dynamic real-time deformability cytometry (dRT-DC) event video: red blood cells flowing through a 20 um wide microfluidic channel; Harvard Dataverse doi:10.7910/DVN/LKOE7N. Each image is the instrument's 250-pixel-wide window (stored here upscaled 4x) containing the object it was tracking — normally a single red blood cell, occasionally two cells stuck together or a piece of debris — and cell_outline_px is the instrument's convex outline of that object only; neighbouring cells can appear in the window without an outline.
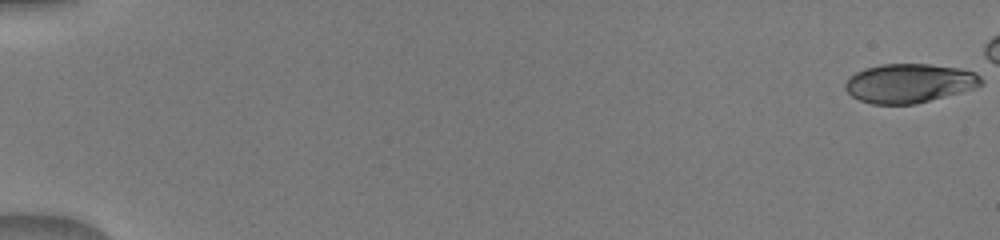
{"species": "human", "species_latin": "Homo sapiens", "temperature_condition": "warm", "stored_images_in_passage": 47, "camera_frame_rate_fps": 3000, "um_per_image_px": 0.085, "donor": {"sex": "male"}, "frame": {"image": 1, "passage_image": 1, "time_ms": 0.0, "image_size_px": [1000, 240], "cell_outline_px": [[984, 80], [980, 84], [972, 88], [960, 92], [916, 104], [872, 104], [860, 100], [852, 96], [844, 88], [844, 84], [848, 76], [864, 68], [880, 64], [928, 64], [980, 68]], "centroid_in_image_um": [77.38, 7.03], "position_along_channel_um": 7.6, "area_um2": 31.79}}
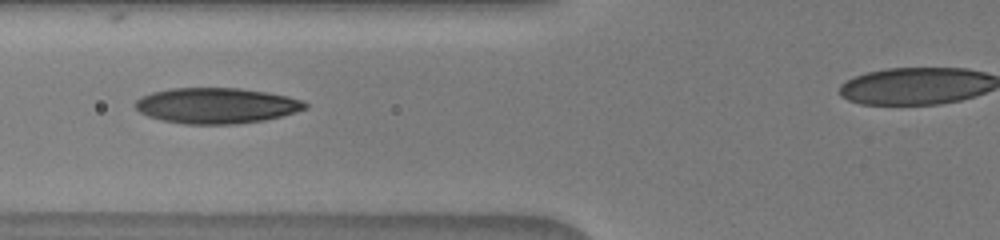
{"frame": {"image": 2, "passage_image": 22, "time_ms": 7.0, "image_size_px": [1000, 240], "cell_outline_px": [[308, 108], [296, 112], [264, 120], [232, 124], [184, 124], [160, 120], [148, 116], [140, 112], [132, 104], [140, 96], [152, 92], [172, 88], [240, 88], [268, 92], [288, 96], [304, 100], [308, 104]], "centroid_in_image_um": [18.39, 8.97], "position_along_channel_um": 107.4, "area_um2": 35.55}}
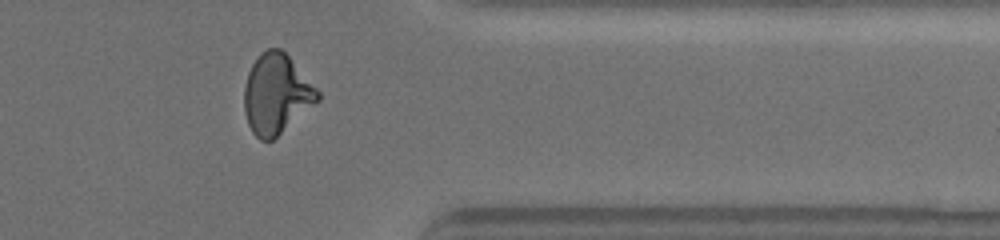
{"frame": {"image": 3, "passage_image": 43, "time_ms": 14.0, "image_size_px": [1000, 240], "cell_outline_px": [[320, 100], [272, 140], [260, 140], [252, 132], [248, 124], [244, 112], [244, 88], [248, 72], [252, 64], [260, 52], [268, 48], [280, 48], [288, 56], [320, 92]], "centroid_in_image_um": [23.48, 7.99], "position_along_channel_um": 387.9, "area_um2": 33.93}}